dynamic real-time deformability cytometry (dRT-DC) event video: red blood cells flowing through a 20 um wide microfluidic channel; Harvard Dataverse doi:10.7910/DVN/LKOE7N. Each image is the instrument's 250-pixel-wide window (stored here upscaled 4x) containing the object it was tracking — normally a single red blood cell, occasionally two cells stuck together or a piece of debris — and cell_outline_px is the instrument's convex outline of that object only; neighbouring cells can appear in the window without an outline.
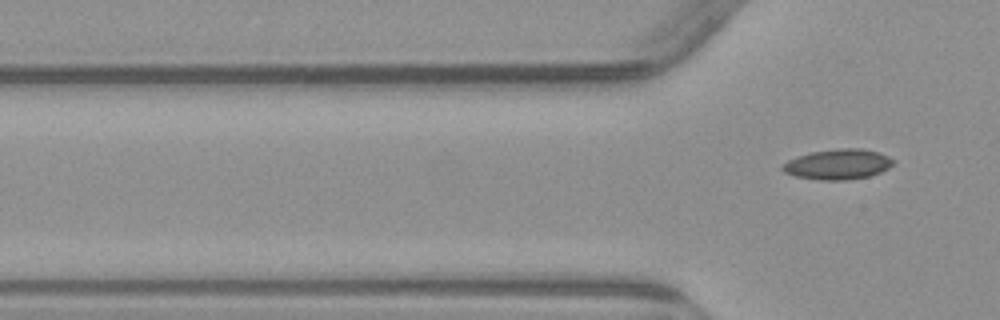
{"species": "common noctule bat (a hibernating species)", "species_latin": "Nyctalus noctula", "temperature_condition": "warm", "stored_images_in_passage": 3, "segment_of_instrument_passage": [2, 2], "camera_frame_rate_fps": 3000, "um_per_image_px": 0.085, "animal": {"sex": "male", "body_mass_g": 23.1, "forearm_length_mm": 52.7}, "frame": {"image": 1, "passage_image": 3, "time_ms": 2.333, "image_size_px": [1000, 320], "cell_outline_px": [[896, 164], [880, 172], [868, 176], [848, 180], [820, 180], [796, 176], [784, 172], [780, 168], [788, 160], [812, 152], [836, 148], [860, 148], [880, 152], [896, 160]], "centroid_in_image_um": [71.28, 13.96], "position_along_channel_um": 54.5, "area_um2": 19.59}}